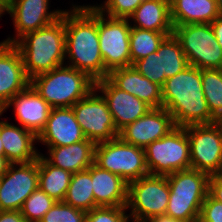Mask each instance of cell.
Masks as SVG:
<instances>
[{
  "instance_id": "cell-23",
  "label": "cell",
  "mask_w": 222,
  "mask_h": 222,
  "mask_svg": "<svg viewBox=\"0 0 222 222\" xmlns=\"http://www.w3.org/2000/svg\"><path fill=\"white\" fill-rule=\"evenodd\" d=\"M95 145L86 139L67 146L48 147L50 156L43 158L49 164L71 173L81 172L94 163Z\"/></svg>"
},
{
  "instance_id": "cell-27",
  "label": "cell",
  "mask_w": 222,
  "mask_h": 222,
  "mask_svg": "<svg viewBox=\"0 0 222 222\" xmlns=\"http://www.w3.org/2000/svg\"><path fill=\"white\" fill-rule=\"evenodd\" d=\"M63 202L85 212L95 208L92 177L88 170L72 173Z\"/></svg>"
},
{
  "instance_id": "cell-18",
  "label": "cell",
  "mask_w": 222,
  "mask_h": 222,
  "mask_svg": "<svg viewBox=\"0 0 222 222\" xmlns=\"http://www.w3.org/2000/svg\"><path fill=\"white\" fill-rule=\"evenodd\" d=\"M86 140L72 107L52 108L37 141L48 147L67 146Z\"/></svg>"
},
{
  "instance_id": "cell-34",
  "label": "cell",
  "mask_w": 222,
  "mask_h": 222,
  "mask_svg": "<svg viewBox=\"0 0 222 222\" xmlns=\"http://www.w3.org/2000/svg\"><path fill=\"white\" fill-rule=\"evenodd\" d=\"M143 0H107L104 5L95 6L100 12L107 13L108 17L129 19Z\"/></svg>"
},
{
  "instance_id": "cell-24",
  "label": "cell",
  "mask_w": 222,
  "mask_h": 222,
  "mask_svg": "<svg viewBox=\"0 0 222 222\" xmlns=\"http://www.w3.org/2000/svg\"><path fill=\"white\" fill-rule=\"evenodd\" d=\"M219 14L216 0H170L173 26L211 24Z\"/></svg>"
},
{
  "instance_id": "cell-3",
  "label": "cell",
  "mask_w": 222,
  "mask_h": 222,
  "mask_svg": "<svg viewBox=\"0 0 222 222\" xmlns=\"http://www.w3.org/2000/svg\"><path fill=\"white\" fill-rule=\"evenodd\" d=\"M14 45L20 51L29 79L63 65L65 54V11L53 23L28 32Z\"/></svg>"
},
{
  "instance_id": "cell-17",
  "label": "cell",
  "mask_w": 222,
  "mask_h": 222,
  "mask_svg": "<svg viewBox=\"0 0 222 222\" xmlns=\"http://www.w3.org/2000/svg\"><path fill=\"white\" fill-rule=\"evenodd\" d=\"M30 85L20 51L14 44L0 42V106L3 108Z\"/></svg>"
},
{
  "instance_id": "cell-1",
  "label": "cell",
  "mask_w": 222,
  "mask_h": 222,
  "mask_svg": "<svg viewBox=\"0 0 222 222\" xmlns=\"http://www.w3.org/2000/svg\"><path fill=\"white\" fill-rule=\"evenodd\" d=\"M65 11V54L72 68L86 73L95 82L104 79L105 69L98 37V9L94 6H74Z\"/></svg>"
},
{
  "instance_id": "cell-38",
  "label": "cell",
  "mask_w": 222,
  "mask_h": 222,
  "mask_svg": "<svg viewBox=\"0 0 222 222\" xmlns=\"http://www.w3.org/2000/svg\"><path fill=\"white\" fill-rule=\"evenodd\" d=\"M0 222H26L21 211L7 210L0 211Z\"/></svg>"
},
{
  "instance_id": "cell-40",
  "label": "cell",
  "mask_w": 222,
  "mask_h": 222,
  "mask_svg": "<svg viewBox=\"0 0 222 222\" xmlns=\"http://www.w3.org/2000/svg\"><path fill=\"white\" fill-rule=\"evenodd\" d=\"M146 222H182V221L174 219V218L164 214L161 216L152 217Z\"/></svg>"
},
{
  "instance_id": "cell-22",
  "label": "cell",
  "mask_w": 222,
  "mask_h": 222,
  "mask_svg": "<svg viewBox=\"0 0 222 222\" xmlns=\"http://www.w3.org/2000/svg\"><path fill=\"white\" fill-rule=\"evenodd\" d=\"M0 137L4 156L10 163H27L38 159L40 154L33 146L37 136L33 132L0 121Z\"/></svg>"
},
{
  "instance_id": "cell-26",
  "label": "cell",
  "mask_w": 222,
  "mask_h": 222,
  "mask_svg": "<svg viewBox=\"0 0 222 222\" xmlns=\"http://www.w3.org/2000/svg\"><path fill=\"white\" fill-rule=\"evenodd\" d=\"M72 173L49 164L43 154L38 156V185L48 196L63 201Z\"/></svg>"
},
{
  "instance_id": "cell-21",
  "label": "cell",
  "mask_w": 222,
  "mask_h": 222,
  "mask_svg": "<svg viewBox=\"0 0 222 222\" xmlns=\"http://www.w3.org/2000/svg\"><path fill=\"white\" fill-rule=\"evenodd\" d=\"M87 170L91 173L95 207L127 206L128 183L93 163Z\"/></svg>"
},
{
  "instance_id": "cell-12",
  "label": "cell",
  "mask_w": 222,
  "mask_h": 222,
  "mask_svg": "<svg viewBox=\"0 0 222 222\" xmlns=\"http://www.w3.org/2000/svg\"><path fill=\"white\" fill-rule=\"evenodd\" d=\"M72 110L86 139L95 144L119 136L107 102L102 95L96 94L95 88L85 98L76 102Z\"/></svg>"
},
{
  "instance_id": "cell-30",
  "label": "cell",
  "mask_w": 222,
  "mask_h": 222,
  "mask_svg": "<svg viewBox=\"0 0 222 222\" xmlns=\"http://www.w3.org/2000/svg\"><path fill=\"white\" fill-rule=\"evenodd\" d=\"M201 81L211 115L222 121V69H201Z\"/></svg>"
},
{
  "instance_id": "cell-42",
  "label": "cell",
  "mask_w": 222,
  "mask_h": 222,
  "mask_svg": "<svg viewBox=\"0 0 222 222\" xmlns=\"http://www.w3.org/2000/svg\"><path fill=\"white\" fill-rule=\"evenodd\" d=\"M7 12V0H0V17Z\"/></svg>"
},
{
  "instance_id": "cell-33",
  "label": "cell",
  "mask_w": 222,
  "mask_h": 222,
  "mask_svg": "<svg viewBox=\"0 0 222 222\" xmlns=\"http://www.w3.org/2000/svg\"><path fill=\"white\" fill-rule=\"evenodd\" d=\"M126 206H98L86 214V222H128Z\"/></svg>"
},
{
  "instance_id": "cell-9",
  "label": "cell",
  "mask_w": 222,
  "mask_h": 222,
  "mask_svg": "<svg viewBox=\"0 0 222 222\" xmlns=\"http://www.w3.org/2000/svg\"><path fill=\"white\" fill-rule=\"evenodd\" d=\"M170 188L167 176L147 175L128 183L126 208L132 222H146L166 214Z\"/></svg>"
},
{
  "instance_id": "cell-4",
  "label": "cell",
  "mask_w": 222,
  "mask_h": 222,
  "mask_svg": "<svg viewBox=\"0 0 222 222\" xmlns=\"http://www.w3.org/2000/svg\"><path fill=\"white\" fill-rule=\"evenodd\" d=\"M30 85L52 108L72 107L94 88L95 81L71 66H59L30 79Z\"/></svg>"
},
{
  "instance_id": "cell-14",
  "label": "cell",
  "mask_w": 222,
  "mask_h": 222,
  "mask_svg": "<svg viewBox=\"0 0 222 222\" xmlns=\"http://www.w3.org/2000/svg\"><path fill=\"white\" fill-rule=\"evenodd\" d=\"M48 6L49 0H7V13L13 18L17 38L9 37L3 42L14 44L26 33L43 28L61 17L62 10L49 12Z\"/></svg>"
},
{
  "instance_id": "cell-25",
  "label": "cell",
  "mask_w": 222,
  "mask_h": 222,
  "mask_svg": "<svg viewBox=\"0 0 222 222\" xmlns=\"http://www.w3.org/2000/svg\"><path fill=\"white\" fill-rule=\"evenodd\" d=\"M130 18L135 23L133 26L131 24V27L156 32H173L170 0H143Z\"/></svg>"
},
{
  "instance_id": "cell-7",
  "label": "cell",
  "mask_w": 222,
  "mask_h": 222,
  "mask_svg": "<svg viewBox=\"0 0 222 222\" xmlns=\"http://www.w3.org/2000/svg\"><path fill=\"white\" fill-rule=\"evenodd\" d=\"M94 163L127 183L149 175L144 149L124 142L119 136L95 145Z\"/></svg>"
},
{
  "instance_id": "cell-5",
  "label": "cell",
  "mask_w": 222,
  "mask_h": 222,
  "mask_svg": "<svg viewBox=\"0 0 222 222\" xmlns=\"http://www.w3.org/2000/svg\"><path fill=\"white\" fill-rule=\"evenodd\" d=\"M209 175L194 169L167 176L170 194L166 215L182 222H198L201 206L208 194Z\"/></svg>"
},
{
  "instance_id": "cell-11",
  "label": "cell",
  "mask_w": 222,
  "mask_h": 222,
  "mask_svg": "<svg viewBox=\"0 0 222 222\" xmlns=\"http://www.w3.org/2000/svg\"><path fill=\"white\" fill-rule=\"evenodd\" d=\"M129 19L111 18L98 10V37L105 69L131 66Z\"/></svg>"
},
{
  "instance_id": "cell-31",
  "label": "cell",
  "mask_w": 222,
  "mask_h": 222,
  "mask_svg": "<svg viewBox=\"0 0 222 222\" xmlns=\"http://www.w3.org/2000/svg\"><path fill=\"white\" fill-rule=\"evenodd\" d=\"M57 201L39 187L24 201L21 214L26 222H39Z\"/></svg>"
},
{
  "instance_id": "cell-39",
  "label": "cell",
  "mask_w": 222,
  "mask_h": 222,
  "mask_svg": "<svg viewBox=\"0 0 222 222\" xmlns=\"http://www.w3.org/2000/svg\"><path fill=\"white\" fill-rule=\"evenodd\" d=\"M210 25L214 31L218 44L222 48V14L220 13L219 16Z\"/></svg>"
},
{
  "instance_id": "cell-41",
  "label": "cell",
  "mask_w": 222,
  "mask_h": 222,
  "mask_svg": "<svg viewBox=\"0 0 222 222\" xmlns=\"http://www.w3.org/2000/svg\"><path fill=\"white\" fill-rule=\"evenodd\" d=\"M10 162L5 156H0V178L6 173Z\"/></svg>"
},
{
  "instance_id": "cell-10",
  "label": "cell",
  "mask_w": 222,
  "mask_h": 222,
  "mask_svg": "<svg viewBox=\"0 0 222 222\" xmlns=\"http://www.w3.org/2000/svg\"><path fill=\"white\" fill-rule=\"evenodd\" d=\"M189 140L191 169L209 176L222 173V121L184 127Z\"/></svg>"
},
{
  "instance_id": "cell-20",
  "label": "cell",
  "mask_w": 222,
  "mask_h": 222,
  "mask_svg": "<svg viewBox=\"0 0 222 222\" xmlns=\"http://www.w3.org/2000/svg\"><path fill=\"white\" fill-rule=\"evenodd\" d=\"M107 78L117 88L134 95L151 108H162L161 87L144 77L132 65L111 70Z\"/></svg>"
},
{
  "instance_id": "cell-36",
  "label": "cell",
  "mask_w": 222,
  "mask_h": 222,
  "mask_svg": "<svg viewBox=\"0 0 222 222\" xmlns=\"http://www.w3.org/2000/svg\"><path fill=\"white\" fill-rule=\"evenodd\" d=\"M198 222H222V203L207 194L201 206Z\"/></svg>"
},
{
  "instance_id": "cell-28",
  "label": "cell",
  "mask_w": 222,
  "mask_h": 222,
  "mask_svg": "<svg viewBox=\"0 0 222 222\" xmlns=\"http://www.w3.org/2000/svg\"><path fill=\"white\" fill-rule=\"evenodd\" d=\"M157 52L160 54L162 88L166 79L182 72L189 64L180 43L173 34L162 41Z\"/></svg>"
},
{
  "instance_id": "cell-29",
  "label": "cell",
  "mask_w": 222,
  "mask_h": 222,
  "mask_svg": "<svg viewBox=\"0 0 222 222\" xmlns=\"http://www.w3.org/2000/svg\"><path fill=\"white\" fill-rule=\"evenodd\" d=\"M173 32H156L141 28L131 27L130 32V55L131 65L149 54L155 53L162 41Z\"/></svg>"
},
{
  "instance_id": "cell-43",
  "label": "cell",
  "mask_w": 222,
  "mask_h": 222,
  "mask_svg": "<svg viewBox=\"0 0 222 222\" xmlns=\"http://www.w3.org/2000/svg\"><path fill=\"white\" fill-rule=\"evenodd\" d=\"M219 13L222 14V0H216Z\"/></svg>"
},
{
  "instance_id": "cell-32",
  "label": "cell",
  "mask_w": 222,
  "mask_h": 222,
  "mask_svg": "<svg viewBox=\"0 0 222 222\" xmlns=\"http://www.w3.org/2000/svg\"><path fill=\"white\" fill-rule=\"evenodd\" d=\"M87 212L57 201L39 222H86Z\"/></svg>"
},
{
  "instance_id": "cell-45",
  "label": "cell",
  "mask_w": 222,
  "mask_h": 222,
  "mask_svg": "<svg viewBox=\"0 0 222 222\" xmlns=\"http://www.w3.org/2000/svg\"><path fill=\"white\" fill-rule=\"evenodd\" d=\"M4 112V108L2 106H0V115H2Z\"/></svg>"
},
{
  "instance_id": "cell-15",
  "label": "cell",
  "mask_w": 222,
  "mask_h": 222,
  "mask_svg": "<svg viewBox=\"0 0 222 222\" xmlns=\"http://www.w3.org/2000/svg\"><path fill=\"white\" fill-rule=\"evenodd\" d=\"M175 127L171 114L165 108H151L144 116L123 128L119 137L126 143L144 149Z\"/></svg>"
},
{
  "instance_id": "cell-8",
  "label": "cell",
  "mask_w": 222,
  "mask_h": 222,
  "mask_svg": "<svg viewBox=\"0 0 222 222\" xmlns=\"http://www.w3.org/2000/svg\"><path fill=\"white\" fill-rule=\"evenodd\" d=\"M172 34L180 43L190 66L222 69V48L210 24L173 26Z\"/></svg>"
},
{
  "instance_id": "cell-2",
  "label": "cell",
  "mask_w": 222,
  "mask_h": 222,
  "mask_svg": "<svg viewBox=\"0 0 222 222\" xmlns=\"http://www.w3.org/2000/svg\"><path fill=\"white\" fill-rule=\"evenodd\" d=\"M161 89L162 107L171 114L176 126L217 122L207 106L201 69L189 65L182 72L166 79Z\"/></svg>"
},
{
  "instance_id": "cell-6",
  "label": "cell",
  "mask_w": 222,
  "mask_h": 222,
  "mask_svg": "<svg viewBox=\"0 0 222 222\" xmlns=\"http://www.w3.org/2000/svg\"><path fill=\"white\" fill-rule=\"evenodd\" d=\"M150 175L168 176L191 169L189 140L184 127L176 126L167 135L144 148Z\"/></svg>"
},
{
  "instance_id": "cell-35",
  "label": "cell",
  "mask_w": 222,
  "mask_h": 222,
  "mask_svg": "<svg viewBox=\"0 0 222 222\" xmlns=\"http://www.w3.org/2000/svg\"><path fill=\"white\" fill-rule=\"evenodd\" d=\"M132 66L152 83L161 87L160 54L157 51L146 58L135 61Z\"/></svg>"
},
{
  "instance_id": "cell-16",
  "label": "cell",
  "mask_w": 222,
  "mask_h": 222,
  "mask_svg": "<svg viewBox=\"0 0 222 222\" xmlns=\"http://www.w3.org/2000/svg\"><path fill=\"white\" fill-rule=\"evenodd\" d=\"M95 89L103 93L118 132L151 109L144 101L117 88L107 77L96 81Z\"/></svg>"
},
{
  "instance_id": "cell-19",
  "label": "cell",
  "mask_w": 222,
  "mask_h": 222,
  "mask_svg": "<svg viewBox=\"0 0 222 222\" xmlns=\"http://www.w3.org/2000/svg\"><path fill=\"white\" fill-rule=\"evenodd\" d=\"M14 105L15 115L23 128L38 136L46 125L52 107L29 85L16 94L4 107Z\"/></svg>"
},
{
  "instance_id": "cell-13",
  "label": "cell",
  "mask_w": 222,
  "mask_h": 222,
  "mask_svg": "<svg viewBox=\"0 0 222 222\" xmlns=\"http://www.w3.org/2000/svg\"><path fill=\"white\" fill-rule=\"evenodd\" d=\"M38 187V159L27 163H10L0 178V211H20L24 201Z\"/></svg>"
},
{
  "instance_id": "cell-44",
  "label": "cell",
  "mask_w": 222,
  "mask_h": 222,
  "mask_svg": "<svg viewBox=\"0 0 222 222\" xmlns=\"http://www.w3.org/2000/svg\"><path fill=\"white\" fill-rule=\"evenodd\" d=\"M0 156H4V148L1 137H0Z\"/></svg>"
},
{
  "instance_id": "cell-37",
  "label": "cell",
  "mask_w": 222,
  "mask_h": 222,
  "mask_svg": "<svg viewBox=\"0 0 222 222\" xmlns=\"http://www.w3.org/2000/svg\"><path fill=\"white\" fill-rule=\"evenodd\" d=\"M208 194L222 203V174H215L209 177Z\"/></svg>"
}]
</instances>
